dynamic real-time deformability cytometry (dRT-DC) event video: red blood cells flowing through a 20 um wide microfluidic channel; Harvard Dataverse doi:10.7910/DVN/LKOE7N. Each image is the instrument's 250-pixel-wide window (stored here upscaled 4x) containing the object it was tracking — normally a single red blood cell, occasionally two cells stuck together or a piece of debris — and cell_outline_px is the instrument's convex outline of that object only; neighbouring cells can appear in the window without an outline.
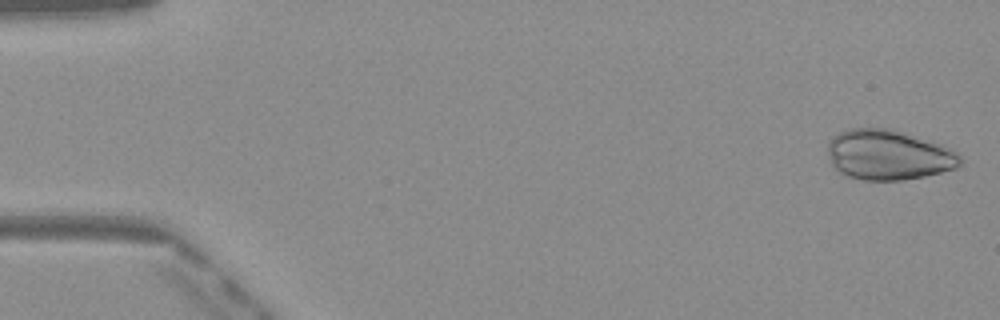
{"species": "Egyptian fruit bat (a non-hibernating species)", "species_latin": "Rousettus aegyptiacus", "temperature_condition": "warm", "stored_images_in_passage": 48, "camera_frame_rate_fps": 3000, "um_per_image_px": 0.085, "frame": {"image": 1, "passage_image": 1, "time_ms": 0.0, "image_size_px": [1000, 320], "cell_outline_px": [[960, 164], [956, 168], [924, 176], [904, 180], [864, 180], [848, 176], [840, 172], [832, 164], [828, 156], [828, 140], [832, 136], [848, 128], [892, 128], [940, 144], [960, 156]], "centroid_in_image_um": [75.47, 13.16], "position_along_channel_um": 9.5, "area_um2": 38.49}}
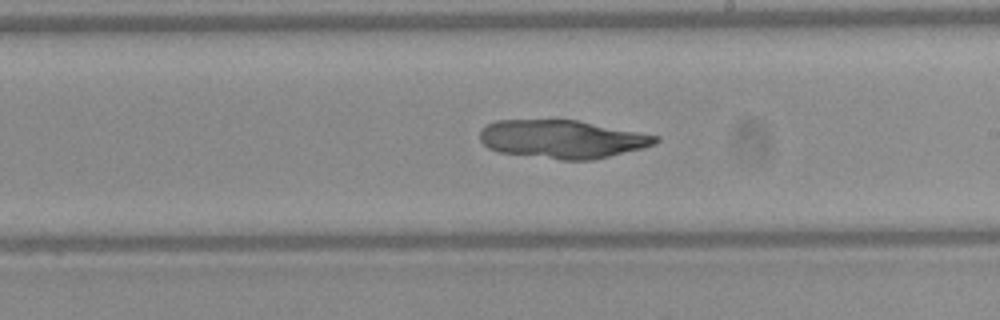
{"frame": {"image": 2, "passage_image": 28, "time_ms": 9.0, "image_size_px": [1000, 320], "cell_outline_px": [[660, 140], [656, 144], [592, 160], [560, 160], [500, 152], [488, 148], [480, 140], [480, 132], [488, 124], [496, 120], [580, 120], [660, 136]], "centroid_in_image_um": [47.81, 11.82], "position_along_channel_um": 241.2, "area_um2": 39.07}}